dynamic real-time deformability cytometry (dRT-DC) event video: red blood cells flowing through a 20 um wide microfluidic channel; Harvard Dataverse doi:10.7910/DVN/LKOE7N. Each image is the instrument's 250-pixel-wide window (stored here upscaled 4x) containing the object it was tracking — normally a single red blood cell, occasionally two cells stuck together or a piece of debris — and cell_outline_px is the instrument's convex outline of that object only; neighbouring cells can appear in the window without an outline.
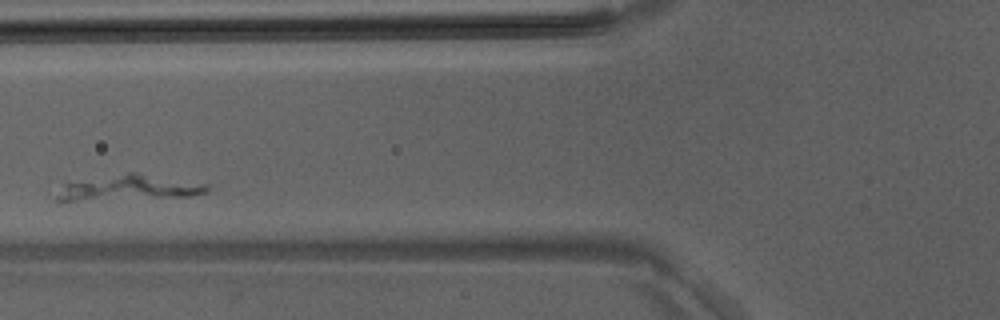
{"species": "Egyptian fruit bat (a non-hibernating species)", "species_latin": "Rousettus aegyptiacus", "temperature_condition": "room temperature", "stored_images_in_passage": 4, "segment_of_instrument_passage": [2, 2], "camera_frame_rate_fps": 3000, "um_per_image_px": 0.085, "animal": {"sex": "male"}, "frame": {"image": 1, "passage_image": 3, "time_ms": 0.667, "image_size_px": [1000, 320], "cell_outline_px": [[212, 184], [208, 192], [188, 196], [60, 204], [56, 200], [48, 188], [48, 184], [128, 172], [136, 172]], "centroid_in_image_um": [10.58, 16.0], "position_along_channel_um": 115.2, "area_um2": 24.91}}
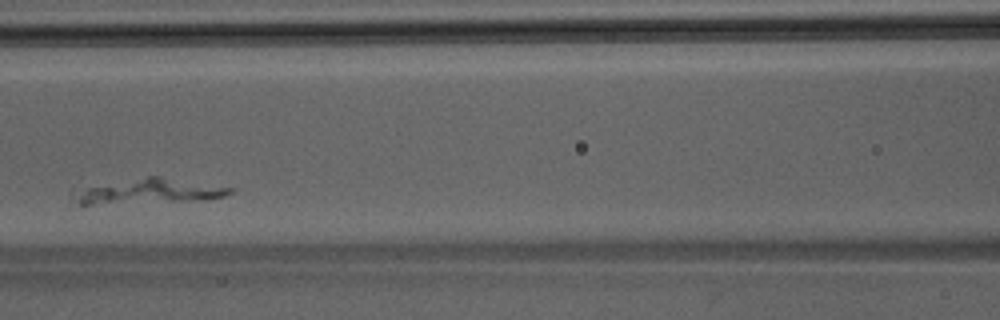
{"frame": {"image": 2, "passage_image": 4, "time_ms": 1.0, "image_size_px": [1000, 320], "cell_outline_px": [[236, 188], [232, 192], [224, 196], [208, 200], [80, 208], [68, 196], [72, 188], [148, 176], [160, 176]], "centroid_in_image_um": [12.37, 16.33], "position_along_channel_um": 154.2, "area_um2": 25.09}}